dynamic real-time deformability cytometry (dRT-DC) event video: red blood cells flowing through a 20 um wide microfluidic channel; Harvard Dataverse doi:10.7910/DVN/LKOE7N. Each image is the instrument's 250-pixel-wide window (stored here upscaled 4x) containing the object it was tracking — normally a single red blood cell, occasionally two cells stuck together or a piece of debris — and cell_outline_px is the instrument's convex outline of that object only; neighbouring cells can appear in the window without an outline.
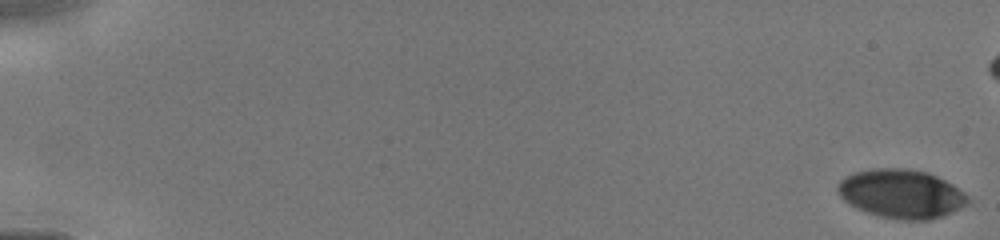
{"species": "human", "species_latin": "Homo sapiens", "temperature_condition": "cold", "stored_images_in_passage": 31, "camera_frame_rate_fps": 3000, "um_per_image_px": 0.085, "donor": {"sex": "male"}, "frame": {"image": 1, "passage_image": 1, "time_ms": 0.0, "image_size_px": [1000, 240], "cell_outline_px": [[968, 204], [952, 212], [928, 220], [900, 220], [880, 216], [868, 212], [848, 204], [840, 196], [836, 188], [840, 180], [844, 176], [856, 172], [872, 168], [908, 168], [928, 172], [952, 184], [964, 192], [968, 196]], "centroid_in_image_um": [76.6, 16.46], "position_along_channel_um": 8.4, "area_um2": 36.99}}
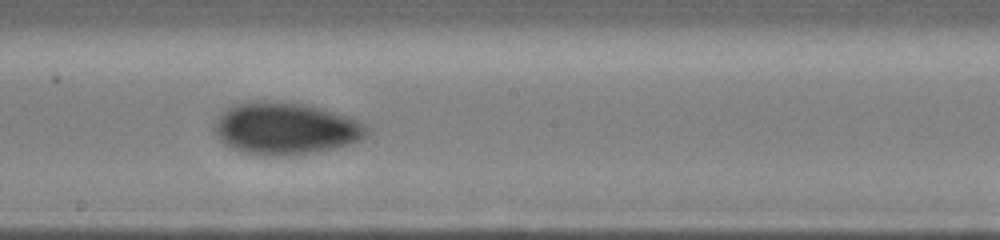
{"frame": {"image": 2, "passage_image": 20, "time_ms": 9.0, "image_size_px": [1000, 240], "cell_outline_px": [[368, 132], [360, 140], [348, 144], [316, 152], [288, 156], [260, 156], [244, 152], [232, 148], [224, 144], [216, 136], [212, 128], [212, 124], [220, 112], [236, 104], [256, 100], [272, 100], [308, 104], [352, 116], [360, 120], [368, 128]], "centroid_in_image_um": [24.24, 10.9], "position_along_channel_um": 224.0, "area_um2": 47.16}}
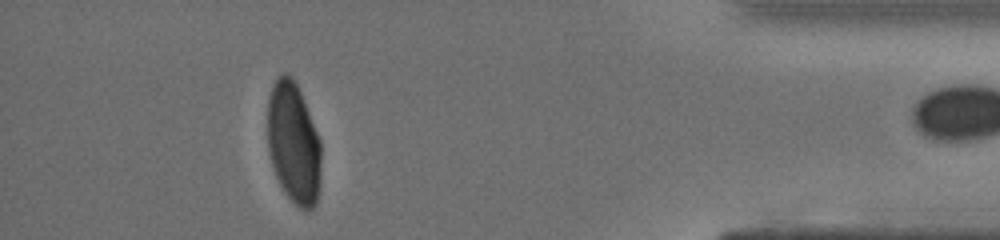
{"frame": {"image": 3, "passage_image": 30, "time_ms": 14.0, "image_size_px": [1000, 240], "cell_outline_px": [[320, 180], [316, 204], [312, 208], [300, 208], [284, 192], [276, 176], [268, 152], [268, 100], [272, 84], [284, 72], [292, 76], [304, 100], [320, 140]], "centroid_in_image_um": [24.94, 12.15], "position_along_channel_um": 410.3, "area_um2": 37.57}}